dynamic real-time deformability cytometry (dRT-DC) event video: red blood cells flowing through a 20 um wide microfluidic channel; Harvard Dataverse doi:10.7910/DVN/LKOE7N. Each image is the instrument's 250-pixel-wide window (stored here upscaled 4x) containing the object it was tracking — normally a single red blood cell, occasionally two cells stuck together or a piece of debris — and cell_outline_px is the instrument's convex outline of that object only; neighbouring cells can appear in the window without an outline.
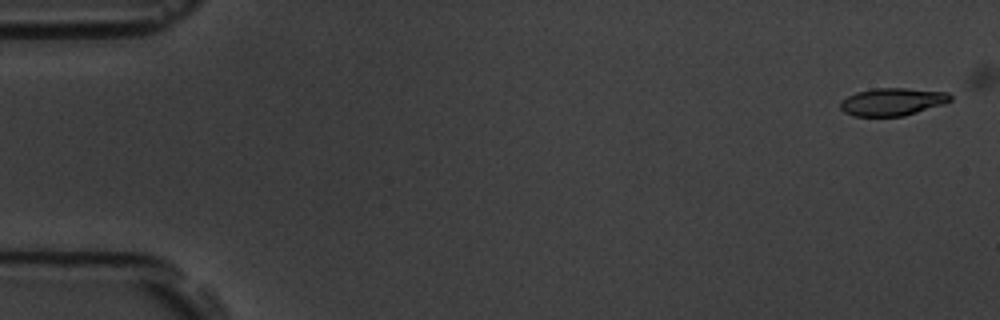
{"species": "common noctule bat (a hibernating species)", "species_latin": "Nyctalus noctula", "temperature_condition": "room temperature", "stored_images_in_passage": 6, "camera_frame_rate_fps": 3000, "um_per_image_px": 0.085, "animal": {"sex": "male", "body_mass_g": 19.5, "forearm_length_mm": 54.6}, "frame": {"image": 1, "passage_image": 1, "time_ms": 0.0, "image_size_px": [1000, 320], "cell_outline_px": [[952, 100], [944, 104], [904, 116], [856, 116], [844, 112], [840, 108], [840, 100], [856, 92], [872, 88], [904, 88], [948, 92], [952, 96]], "centroid_in_image_um": [75.85, 8.64], "position_along_channel_um": 9.1, "area_um2": 17.8}}
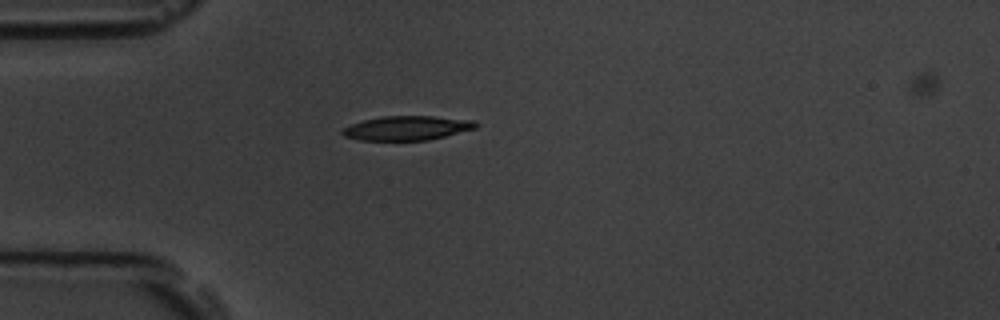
{"frame": {"image": 2, "passage_image": 5, "time_ms": 4.667, "image_size_px": [1000, 320], "cell_outline_px": [[476, 128], [428, 140], [360, 140], [344, 136], [340, 132], [344, 128], [352, 124], [364, 120], [384, 116], [432, 116], [472, 120], [476, 124]], "centroid_in_image_um": [34.56, 10.88], "position_along_channel_um": 50.4, "area_um2": 18.55}}